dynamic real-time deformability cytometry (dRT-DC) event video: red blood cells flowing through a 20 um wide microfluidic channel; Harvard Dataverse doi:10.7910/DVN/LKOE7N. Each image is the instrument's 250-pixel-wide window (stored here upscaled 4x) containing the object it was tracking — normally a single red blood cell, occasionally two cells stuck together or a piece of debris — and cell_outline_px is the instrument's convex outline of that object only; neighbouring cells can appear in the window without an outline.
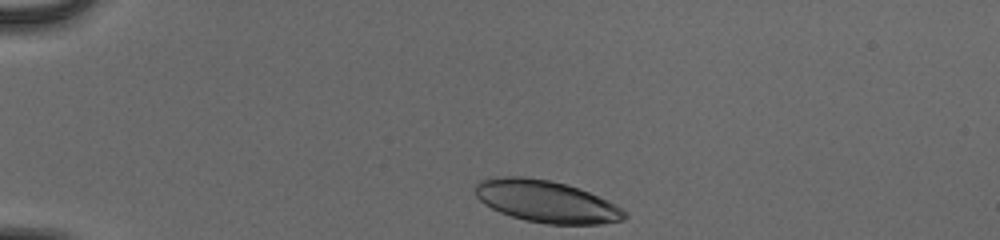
{"species": "human", "species_latin": "Homo sapiens", "temperature_condition": "cold", "stored_images_in_passage": 35, "camera_frame_rate_fps": 3000, "um_per_image_px": 0.085, "donor": {"sex": "male"}, "frame": {"image": 1, "passage_image": 1, "time_ms": 0.0, "image_size_px": [1000, 240], "cell_outline_px": [[628, 216], [624, 220], [600, 224], [548, 224], [524, 220], [500, 212], [484, 204], [476, 196], [476, 184], [480, 180], [504, 176], [524, 176], [548, 180], [580, 188], [616, 204], [628, 212]], "centroid_in_image_um": [46.47, 17.13], "position_along_channel_um": 38.5, "area_um2": 36.53}}
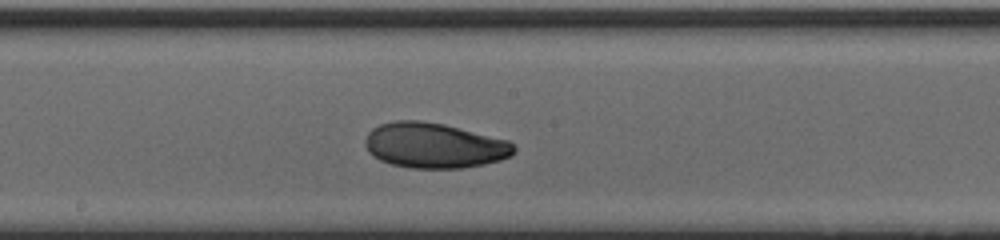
{"frame": {"image": 2, "passage_image": 19, "time_ms": 6.0, "image_size_px": [1000, 240], "cell_outline_px": [[516, 152], [512, 156], [500, 160], [484, 164], [460, 168], [408, 168], [392, 164], [380, 160], [372, 156], [368, 152], [364, 144], [364, 140], [368, 132], [372, 128], [380, 124], [392, 120], [420, 120], [444, 124], [508, 140], [516, 148]], "centroid_in_image_um": [36.88, 12.36], "position_along_channel_um": 211.3, "area_um2": 39.54}}
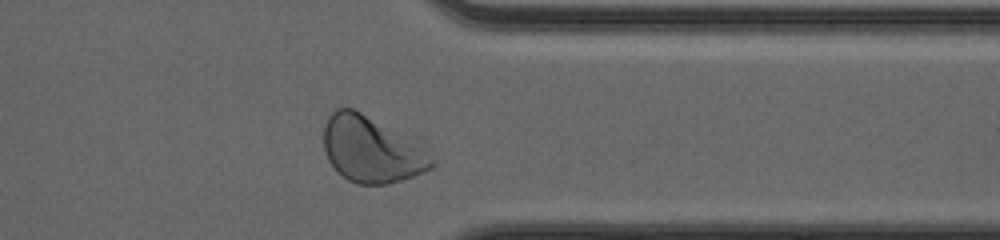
{"frame": {"image": 3, "passage_image": 32, "time_ms": 10.333, "image_size_px": [1000, 240], "cell_outline_px": [[436, 164], [432, 168], [404, 180], [388, 184], [356, 184], [348, 180], [336, 172], [328, 160], [324, 148], [324, 124], [328, 116], [336, 108], [352, 108], [360, 112], [420, 148]], "centroid_in_image_um": [31.46, 12.76], "position_along_channel_um": 379.9, "area_um2": 40.23}, "authors_computed_cell_mechanics": {"area_um2": 38.726, "velocity_mm_per_s": 3.9174, "shape_relaxation_time_tau1_ms": 3.873, "shape_relaxation_time_tau2_ms": 2.0313, "deformation_change_tau1": 0.1508, "deformation_change_tau2": 0.0591}}